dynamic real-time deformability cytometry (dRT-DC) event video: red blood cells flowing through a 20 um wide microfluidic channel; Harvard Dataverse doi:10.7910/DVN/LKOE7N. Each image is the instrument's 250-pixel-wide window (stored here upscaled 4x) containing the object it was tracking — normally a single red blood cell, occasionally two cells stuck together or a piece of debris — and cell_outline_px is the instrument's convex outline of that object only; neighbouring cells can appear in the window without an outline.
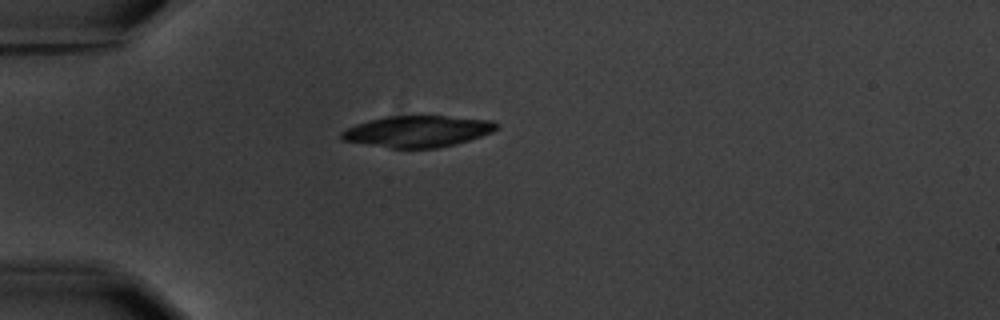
{"species": "common noctule bat (a hibernating species)", "species_latin": "Nyctalus noctula", "temperature_condition": "warm", "stored_images_in_passage": 3, "camera_frame_rate_fps": 3000, "um_per_image_px": 0.085, "animal": {"sex": "male", "body_mass_g": 20.1, "forearm_length_mm": 53.5}, "frame": {"image": 1, "passage_image": 3, "time_ms": 2.333, "image_size_px": [1000, 320], "cell_outline_px": [[500, 124], [492, 132], [456, 144], [436, 148], [392, 148], [340, 140], [340, 132], [356, 124], [384, 116], [444, 116], [492, 120]], "centroid_in_image_um": [35.48, 11.16], "position_along_channel_um": 49.5, "area_um2": 28.21}}